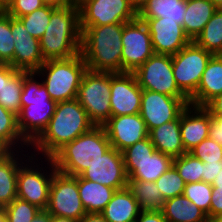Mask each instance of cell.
Here are the masks:
<instances>
[{
  "instance_id": "38",
  "label": "cell",
  "mask_w": 222,
  "mask_h": 222,
  "mask_svg": "<svg viewBox=\"0 0 222 222\" xmlns=\"http://www.w3.org/2000/svg\"><path fill=\"white\" fill-rule=\"evenodd\" d=\"M14 38L11 32V16L0 11V59L10 64L14 57Z\"/></svg>"
},
{
  "instance_id": "55",
  "label": "cell",
  "mask_w": 222,
  "mask_h": 222,
  "mask_svg": "<svg viewBox=\"0 0 222 222\" xmlns=\"http://www.w3.org/2000/svg\"><path fill=\"white\" fill-rule=\"evenodd\" d=\"M7 220V215L4 207H0V222H5Z\"/></svg>"
},
{
  "instance_id": "12",
  "label": "cell",
  "mask_w": 222,
  "mask_h": 222,
  "mask_svg": "<svg viewBox=\"0 0 222 222\" xmlns=\"http://www.w3.org/2000/svg\"><path fill=\"white\" fill-rule=\"evenodd\" d=\"M50 215L79 221L85 214L78 192V176H69L59 171L53 174L46 209Z\"/></svg>"
},
{
  "instance_id": "39",
  "label": "cell",
  "mask_w": 222,
  "mask_h": 222,
  "mask_svg": "<svg viewBox=\"0 0 222 222\" xmlns=\"http://www.w3.org/2000/svg\"><path fill=\"white\" fill-rule=\"evenodd\" d=\"M4 208L8 222H31L41 210L37 206L19 198H15Z\"/></svg>"
},
{
  "instance_id": "60",
  "label": "cell",
  "mask_w": 222,
  "mask_h": 222,
  "mask_svg": "<svg viewBox=\"0 0 222 222\" xmlns=\"http://www.w3.org/2000/svg\"><path fill=\"white\" fill-rule=\"evenodd\" d=\"M4 63H3V61L0 59V66H2Z\"/></svg>"
},
{
  "instance_id": "4",
  "label": "cell",
  "mask_w": 222,
  "mask_h": 222,
  "mask_svg": "<svg viewBox=\"0 0 222 222\" xmlns=\"http://www.w3.org/2000/svg\"><path fill=\"white\" fill-rule=\"evenodd\" d=\"M81 34L79 7L70 5L56 8L39 40L44 61L68 59L78 55Z\"/></svg>"
},
{
  "instance_id": "31",
  "label": "cell",
  "mask_w": 222,
  "mask_h": 222,
  "mask_svg": "<svg viewBox=\"0 0 222 222\" xmlns=\"http://www.w3.org/2000/svg\"><path fill=\"white\" fill-rule=\"evenodd\" d=\"M0 143L7 150L30 149L17 125V115L0 105Z\"/></svg>"
},
{
  "instance_id": "41",
  "label": "cell",
  "mask_w": 222,
  "mask_h": 222,
  "mask_svg": "<svg viewBox=\"0 0 222 222\" xmlns=\"http://www.w3.org/2000/svg\"><path fill=\"white\" fill-rule=\"evenodd\" d=\"M42 0H12L11 5L5 11L13 18L25 16L33 11L43 7Z\"/></svg>"
},
{
  "instance_id": "58",
  "label": "cell",
  "mask_w": 222,
  "mask_h": 222,
  "mask_svg": "<svg viewBox=\"0 0 222 222\" xmlns=\"http://www.w3.org/2000/svg\"><path fill=\"white\" fill-rule=\"evenodd\" d=\"M8 150L0 143V157L5 154Z\"/></svg>"
},
{
  "instance_id": "51",
  "label": "cell",
  "mask_w": 222,
  "mask_h": 222,
  "mask_svg": "<svg viewBox=\"0 0 222 222\" xmlns=\"http://www.w3.org/2000/svg\"><path fill=\"white\" fill-rule=\"evenodd\" d=\"M132 7L136 10L138 13L143 6L147 3L148 0H129Z\"/></svg>"
},
{
  "instance_id": "36",
  "label": "cell",
  "mask_w": 222,
  "mask_h": 222,
  "mask_svg": "<svg viewBox=\"0 0 222 222\" xmlns=\"http://www.w3.org/2000/svg\"><path fill=\"white\" fill-rule=\"evenodd\" d=\"M183 195L200 208L210 221L212 185L204 181L185 184Z\"/></svg>"
},
{
  "instance_id": "26",
  "label": "cell",
  "mask_w": 222,
  "mask_h": 222,
  "mask_svg": "<svg viewBox=\"0 0 222 222\" xmlns=\"http://www.w3.org/2000/svg\"><path fill=\"white\" fill-rule=\"evenodd\" d=\"M216 10L210 0H186L183 30L191 41L203 31Z\"/></svg>"
},
{
  "instance_id": "45",
  "label": "cell",
  "mask_w": 222,
  "mask_h": 222,
  "mask_svg": "<svg viewBox=\"0 0 222 222\" xmlns=\"http://www.w3.org/2000/svg\"><path fill=\"white\" fill-rule=\"evenodd\" d=\"M135 222H167L161 210L141 211Z\"/></svg>"
},
{
  "instance_id": "40",
  "label": "cell",
  "mask_w": 222,
  "mask_h": 222,
  "mask_svg": "<svg viewBox=\"0 0 222 222\" xmlns=\"http://www.w3.org/2000/svg\"><path fill=\"white\" fill-rule=\"evenodd\" d=\"M189 153L200 159L203 163L222 161V144L208 137L201 141Z\"/></svg>"
},
{
  "instance_id": "10",
  "label": "cell",
  "mask_w": 222,
  "mask_h": 222,
  "mask_svg": "<svg viewBox=\"0 0 222 222\" xmlns=\"http://www.w3.org/2000/svg\"><path fill=\"white\" fill-rule=\"evenodd\" d=\"M212 53L194 41L172 55V69L176 85L190 99L196 92Z\"/></svg>"
},
{
  "instance_id": "19",
  "label": "cell",
  "mask_w": 222,
  "mask_h": 222,
  "mask_svg": "<svg viewBox=\"0 0 222 222\" xmlns=\"http://www.w3.org/2000/svg\"><path fill=\"white\" fill-rule=\"evenodd\" d=\"M83 179L97 182L116 190L127 187L128 176L122 152L111 147L102 157L81 175Z\"/></svg>"
},
{
  "instance_id": "15",
  "label": "cell",
  "mask_w": 222,
  "mask_h": 222,
  "mask_svg": "<svg viewBox=\"0 0 222 222\" xmlns=\"http://www.w3.org/2000/svg\"><path fill=\"white\" fill-rule=\"evenodd\" d=\"M189 104L188 98L171 97L158 92L142 90L139 114L150 132L153 128L176 120Z\"/></svg>"
},
{
  "instance_id": "44",
  "label": "cell",
  "mask_w": 222,
  "mask_h": 222,
  "mask_svg": "<svg viewBox=\"0 0 222 222\" xmlns=\"http://www.w3.org/2000/svg\"><path fill=\"white\" fill-rule=\"evenodd\" d=\"M209 137L222 144V115L212 116Z\"/></svg>"
},
{
  "instance_id": "29",
  "label": "cell",
  "mask_w": 222,
  "mask_h": 222,
  "mask_svg": "<svg viewBox=\"0 0 222 222\" xmlns=\"http://www.w3.org/2000/svg\"><path fill=\"white\" fill-rule=\"evenodd\" d=\"M186 0H148L138 12V18H159L174 20L183 26Z\"/></svg>"
},
{
  "instance_id": "52",
  "label": "cell",
  "mask_w": 222,
  "mask_h": 222,
  "mask_svg": "<svg viewBox=\"0 0 222 222\" xmlns=\"http://www.w3.org/2000/svg\"><path fill=\"white\" fill-rule=\"evenodd\" d=\"M51 222H78V221L71 218L51 215Z\"/></svg>"
},
{
  "instance_id": "16",
  "label": "cell",
  "mask_w": 222,
  "mask_h": 222,
  "mask_svg": "<svg viewBox=\"0 0 222 222\" xmlns=\"http://www.w3.org/2000/svg\"><path fill=\"white\" fill-rule=\"evenodd\" d=\"M139 19L143 20L149 29L154 53L172 56L191 42L183 26L174 20L166 17Z\"/></svg>"
},
{
  "instance_id": "6",
  "label": "cell",
  "mask_w": 222,
  "mask_h": 222,
  "mask_svg": "<svg viewBox=\"0 0 222 222\" xmlns=\"http://www.w3.org/2000/svg\"><path fill=\"white\" fill-rule=\"evenodd\" d=\"M86 71L87 66L79 53L68 59L47 60L36 73L40 76L50 98L58 103L77 98Z\"/></svg>"
},
{
  "instance_id": "56",
  "label": "cell",
  "mask_w": 222,
  "mask_h": 222,
  "mask_svg": "<svg viewBox=\"0 0 222 222\" xmlns=\"http://www.w3.org/2000/svg\"><path fill=\"white\" fill-rule=\"evenodd\" d=\"M217 9H222V0H210Z\"/></svg>"
},
{
  "instance_id": "57",
  "label": "cell",
  "mask_w": 222,
  "mask_h": 222,
  "mask_svg": "<svg viewBox=\"0 0 222 222\" xmlns=\"http://www.w3.org/2000/svg\"><path fill=\"white\" fill-rule=\"evenodd\" d=\"M71 1H72V5H74L76 7H79L80 5H82L87 0H71Z\"/></svg>"
},
{
  "instance_id": "49",
  "label": "cell",
  "mask_w": 222,
  "mask_h": 222,
  "mask_svg": "<svg viewBox=\"0 0 222 222\" xmlns=\"http://www.w3.org/2000/svg\"><path fill=\"white\" fill-rule=\"evenodd\" d=\"M45 5H50L56 8H63L72 5L71 0H42Z\"/></svg>"
},
{
  "instance_id": "20",
  "label": "cell",
  "mask_w": 222,
  "mask_h": 222,
  "mask_svg": "<svg viewBox=\"0 0 222 222\" xmlns=\"http://www.w3.org/2000/svg\"><path fill=\"white\" fill-rule=\"evenodd\" d=\"M103 127L111 147L119 152L149 136L146 123L139 113L110 117Z\"/></svg>"
},
{
  "instance_id": "47",
  "label": "cell",
  "mask_w": 222,
  "mask_h": 222,
  "mask_svg": "<svg viewBox=\"0 0 222 222\" xmlns=\"http://www.w3.org/2000/svg\"><path fill=\"white\" fill-rule=\"evenodd\" d=\"M17 70L7 63L0 66V90L3 87L4 81H7Z\"/></svg>"
},
{
  "instance_id": "22",
  "label": "cell",
  "mask_w": 222,
  "mask_h": 222,
  "mask_svg": "<svg viewBox=\"0 0 222 222\" xmlns=\"http://www.w3.org/2000/svg\"><path fill=\"white\" fill-rule=\"evenodd\" d=\"M30 155V149H23L8 150L0 157V207L7 206L17 198L16 184L19 166Z\"/></svg>"
},
{
  "instance_id": "33",
  "label": "cell",
  "mask_w": 222,
  "mask_h": 222,
  "mask_svg": "<svg viewBox=\"0 0 222 222\" xmlns=\"http://www.w3.org/2000/svg\"><path fill=\"white\" fill-rule=\"evenodd\" d=\"M24 71L17 70L0 90V105L18 115L21 110V93L23 89Z\"/></svg>"
},
{
  "instance_id": "32",
  "label": "cell",
  "mask_w": 222,
  "mask_h": 222,
  "mask_svg": "<svg viewBox=\"0 0 222 222\" xmlns=\"http://www.w3.org/2000/svg\"><path fill=\"white\" fill-rule=\"evenodd\" d=\"M194 42L213 55H222V9H217Z\"/></svg>"
},
{
  "instance_id": "13",
  "label": "cell",
  "mask_w": 222,
  "mask_h": 222,
  "mask_svg": "<svg viewBox=\"0 0 222 222\" xmlns=\"http://www.w3.org/2000/svg\"><path fill=\"white\" fill-rule=\"evenodd\" d=\"M137 17L129 0H87L79 6L80 28L126 23Z\"/></svg>"
},
{
  "instance_id": "43",
  "label": "cell",
  "mask_w": 222,
  "mask_h": 222,
  "mask_svg": "<svg viewBox=\"0 0 222 222\" xmlns=\"http://www.w3.org/2000/svg\"><path fill=\"white\" fill-rule=\"evenodd\" d=\"M221 169L222 161L203 163L202 181L212 184Z\"/></svg>"
},
{
  "instance_id": "42",
  "label": "cell",
  "mask_w": 222,
  "mask_h": 222,
  "mask_svg": "<svg viewBox=\"0 0 222 222\" xmlns=\"http://www.w3.org/2000/svg\"><path fill=\"white\" fill-rule=\"evenodd\" d=\"M222 217V188L212 187L210 221Z\"/></svg>"
},
{
  "instance_id": "5",
  "label": "cell",
  "mask_w": 222,
  "mask_h": 222,
  "mask_svg": "<svg viewBox=\"0 0 222 222\" xmlns=\"http://www.w3.org/2000/svg\"><path fill=\"white\" fill-rule=\"evenodd\" d=\"M111 148L103 126H94L90 131L66 143L51 158L56 170L69 176H80Z\"/></svg>"
},
{
  "instance_id": "54",
  "label": "cell",
  "mask_w": 222,
  "mask_h": 222,
  "mask_svg": "<svg viewBox=\"0 0 222 222\" xmlns=\"http://www.w3.org/2000/svg\"><path fill=\"white\" fill-rule=\"evenodd\" d=\"M12 0H0V11H6L7 8L11 5Z\"/></svg>"
},
{
  "instance_id": "53",
  "label": "cell",
  "mask_w": 222,
  "mask_h": 222,
  "mask_svg": "<svg viewBox=\"0 0 222 222\" xmlns=\"http://www.w3.org/2000/svg\"><path fill=\"white\" fill-rule=\"evenodd\" d=\"M212 187H220L222 188V169L219 171V173L216 175L213 183L211 184Z\"/></svg>"
},
{
  "instance_id": "28",
  "label": "cell",
  "mask_w": 222,
  "mask_h": 222,
  "mask_svg": "<svg viewBox=\"0 0 222 222\" xmlns=\"http://www.w3.org/2000/svg\"><path fill=\"white\" fill-rule=\"evenodd\" d=\"M161 211L167 222H209L207 215L184 195L165 200Z\"/></svg>"
},
{
  "instance_id": "59",
  "label": "cell",
  "mask_w": 222,
  "mask_h": 222,
  "mask_svg": "<svg viewBox=\"0 0 222 222\" xmlns=\"http://www.w3.org/2000/svg\"><path fill=\"white\" fill-rule=\"evenodd\" d=\"M209 222H222V218L220 217V218H217V219L211 220V221H209Z\"/></svg>"
},
{
  "instance_id": "27",
  "label": "cell",
  "mask_w": 222,
  "mask_h": 222,
  "mask_svg": "<svg viewBox=\"0 0 222 222\" xmlns=\"http://www.w3.org/2000/svg\"><path fill=\"white\" fill-rule=\"evenodd\" d=\"M78 192L86 213H101L116 189L78 176Z\"/></svg>"
},
{
  "instance_id": "25",
  "label": "cell",
  "mask_w": 222,
  "mask_h": 222,
  "mask_svg": "<svg viewBox=\"0 0 222 222\" xmlns=\"http://www.w3.org/2000/svg\"><path fill=\"white\" fill-rule=\"evenodd\" d=\"M149 138L156 150L173 159L186 153L180 134V116L176 120L153 128L149 132Z\"/></svg>"
},
{
  "instance_id": "46",
  "label": "cell",
  "mask_w": 222,
  "mask_h": 222,
  "mask_svg": "<svg viewBox=\"0 0 222 222\" xmlns=\"http://www.w3.org/2000/svg\"><path fill=\"white\" fill-rule=\"evenodd\" d=\"M211 114V116L222 115V93L215 96L204 106Z\"/></svg>"
},
{
  "instance_id": "35",
  "label": "cell",
  "mask_w": 222,
  "mask_h": 222,
  "mask_svg": "<svg viewBox=\"0 0 222 222\" xmlns=\"http://www.w3.org/2000/svg\"><path fill=\"white\" fill-rule=\"evenodd\" d=\"M55 9L56 7L44 5L32 13L19 17L18 19L23 23L29 34L40 40L49 24L51 13Z\"/></svg>"
},
{
  "instance_id": "37",
  "label": "cell",
  "mask_w": 222,
  "mask_h": 222,
  "mask_svg": "<svg viewBox=\"0 0 222 222\" xmlns=\"http://www.w3.org/2000/svg\"><path fill=\"white\" fill-rule=\"evenodd\" d=\"M155 183L162 193L164 200L183 195L185 182L173 165Z\"/></svg>"
},
{
  "instance_id": "1",
  "label": "cell",
  "mask_w": 222,
  "mask_h": 222,
  "mask_svg": "<svg viewBox=\"0 0 222 222\" xmlns=\"http://www.w3.org/2000/svg\"><path fill=\"white\" fill-rule=\"evenodd\" d=\"M94 126L77 99L58 102L47 128L30 145V153L51 158L66 143L87 133Z\"/></svg>"
},
{
  "instance_id": "14",
  "label": "cell",
  "mask_w": 222,
  "mask_h": 222,
  "mask_svg": "<svg viewBox=\"0 0 222 222\" xmlns=\"http://www.w3.org/2000/svg\"><path fill=\"white\" fill-rule=\"evenodd\" d=\"M154 54L146 23L138 17L124 23L122 31V70L133 73Z\"/></svg>"
},
{
  "instance_id": "8",
  "label": "cell",
  "mask_w": 222,
  "mask_h": 222,
  "mask_svg": "<svg viewBox=\"0 0 222 222\" xmlns=\"http://www.w3.org/2000/svg\"><path fill=\"white\" fill-rule=\"evenodd\" d=\"M128 180L155 182L173 165V158L155 149L149 136L122 151Z\"/></svg>"
},
{
  "instance_id": "11",
  "label": "cell",
  "mask_w": 222,
  "mask_h": 222,
  "mask_svg": "<svg viewBox=\"0 0 222 222\" xmlns=\"http://www.w3.org/2000/svg\"><path fill=\"white\" fill-rule=\"evenodd\" d=\"M133 74L142 90L158 92L171 97L187 98L176 85L171 55L154 53Z\"/></svg>"
},
{
  "instance_id": "23",
  "label": "cell",
  "mask_w": 222,
  "mask_h": 222,
  "mask_svg": "<svg viewBox=\"0 0 222 222\" xmlns=\"http://www.w3.org/2000/svg\"><path fill=\"white\" fill-rule=\"evenodd\" d=\"M222 93V55H213L207 63L195 94L189 99L194 106H205Z\"/></svg>"
},
{
  "instance_id": "18",
  "label": "cell",
  "mask_w": 222,
  "mask_h": 222,
  "mask_svg": "<svg viewBox=\"0 0 222 222\" xmlns=\"http://www.w3.org/2000/svg\"><path fill=\"white\" fill-rule=\"evenodd\" d=\"M11 32L15 43L13 61L9 65L16 70L36 72L45 62L40 41L29 34L19 19L12 16Z\"/></svg>"
},
{
  "instance_id": "24",
  "label": "cell",
  "mask_w": 222,
  "mask_h": 222,
  "mask_svg": "<svg viewBox=\"0 0 222 222\" xmlns=\"http://www.w3.org/2000/svg\"><path fill=\"white\" fill-rule=\"evenodd\" d=\"M140 212L139 203L130 190L125 187L116 190L101 215L107 222H135Z\"/></svg>"
},
{
  "instance_id": "30",
  "label": "cell",
  "mask_w": 222,
  "mask_h": 222,
  "mask_svg": "<svg viewBox=\"0 0 222 222\" xmlns=\"http://www.w3.org/2000/svg\"><path fill=\"white\" fill-rule=\"evenodd\" d=\"M127 188L139 203L141 211L162 210L165 200L155 182L128 180Z\"/></svg>"
},
{
  "instance_id": "21",
  "label": "cell",
  "mask_w": 222,
  "mask_h": 222,
  "mask_svg": "<svg viewBox=\"0 0 222 222\" xmlns=\"http://www.w3.org/2000/svg\"><path fill=\"white\" fill-rule=\"evenodd\" d=\"M212 116L204 106L189 104L180 115V134L185 152L209 137Z\"/></svg>"
},
{
  "instance_id": "17",
  "label": "cell",
  "mask_w": 222,
  "mask_h": 222,
  "mask_svg": "<svg viewBox=\"0 0 222 222\" xmlns=\"http://www.w3.org/2000/svg\"><path fill=\"white\" fill-rule=\"evenodd\" d=\"M111 117L138 114L142 89L133 73H111Z\"/></svg>"
},
{
  "instance_id": "34",
  "label": "cell",
  "mask_w": 222,
  "mask_h": 222,
  "mask_svg": "<svg viewBox=\"0 0 222 222\" xmlns=\"http://www.w3.org/2000/svg\"><path fill=\"white\" fill-rule=\"evenodd\" d=\"M173 166L177 169L185 184L202 181L203 162L186 152L173 159Z\"/></svg>"
},
{
  "instance_id": "7",
  "label": "cell",
  "mask_w": 222,
  "mask_h": 222,
  "mask_svg": "<svg viewBox=\"0 0 222 222\" xmlns=\"http://www.w3.org/2000/svg\"><path fill=\"white\" fill-rule=\"evenodd\" d=\"M56 171L52 158L37 157L31 154L19 166L16 184L17 198L29 202L41 210H46L50 185Z\"/></svg>"
},
{
  "instance_id": "9",
  "label": "cell",
  "mask_w": 222,
  "mask_h": 222,
  "mask_svg": "<svg viewBox=\"0 0 222 222\" xmlns=\"http://www.w3.org/2000/svg\"><path fill=\"white\" fill-rule=\"evenodd\" d=\"M111 73L87 69L78 89L77 100L95 126H103L111 117Z\"/></svg>"
},
{
  "instance_id": "3",
  "label": "cell",
  "mask_w": 222,
  "mask_h": 222,
  "mask_svg": "<svg viewBox=\"0 0 222 222\" xmlns=\"http://www.w3.org/2000/svg\"><path fill=\"white\" fill-rule=\"evenodd\" d=\"M36 72L24 71L21 110L17 125L22 137L31 145L47 128L54 114L56 102Z\"/></svg>"
},
{
  "instance_id": "50",
  "label": "cell",
  "mask_w": 222,
  "mask_h": 222,
  "mask_svg": "<svg viewBox=\"0 0 222 222\" xmlns=\"http://www.w3.org/2000/svg\"><path fill=\"white\" fill-rule=\"evenodd\" d=\"M31 222H51V215L47 210H40Z\"/></svg>"
},
{
  "instance_id": "2",
  "label": "cell",
  "mask_w": 222,
  "mask_h": 222,
  "mask_svg": "<svg viewBox=\"0 0 222 222\" xmlns=\"http://www.w3.org/2000/svg\"><path fill=\"white\" fill-rule=\"evenodd\" d=\"M123 26L124 23H116L80 28V53L88 70L125 73L121 58Z\"/></svg>"
},
{
  "instance_id": "48",
  "label": "cell",
  "mask_w": 222,
  "mask_h": 222,
  "mask_svg": "<svg viewBox=\"0 0 222 222\" xmlns=\"http://www.w3.org/2000/svg\"><path fill=\"white\" fill-rule=\"evenodd\" d=\"M78 222H107L101 213H86Z\"/></svg>"
}]
</instances>
